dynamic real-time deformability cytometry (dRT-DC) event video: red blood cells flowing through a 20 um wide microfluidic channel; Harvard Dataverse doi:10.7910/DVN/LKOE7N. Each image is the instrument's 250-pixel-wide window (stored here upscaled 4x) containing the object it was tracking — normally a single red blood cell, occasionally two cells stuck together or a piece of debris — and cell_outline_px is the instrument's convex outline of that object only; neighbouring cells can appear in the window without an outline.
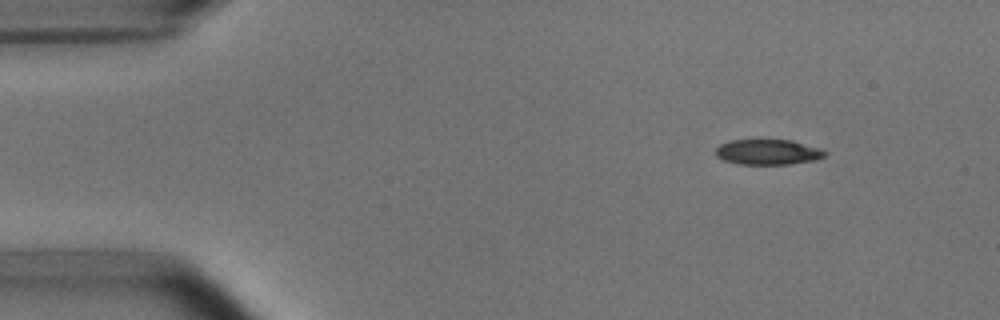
{"species": "common noctule bat (a hibernating species)", "species_latin": "Nyctalus noctula", "temperature_condition": "room temperature", "stored_images_in_passage": 47, "camera_frame_rate_fps": 3000, "um_per_image_px": 0.085, "animal": {"sex": "male", "body_mass_g": 15.6}, "frame": {"image": 1, "passage_image": 1, "time_ms": 0.0, "image_size_px": [1000, 320], "cell_outline_px": [[828, 152], [824, 156], [816, 160], [788, 164], [736, 164], [724, 160], [716, 156], [716, 148], [720, 144], [728, 140], [792, 140], [820, 148]], "centroid_in_image_um": [65.27, 12.92], "position_along_channel_um": 19.7, "area_um2": 16.18}}
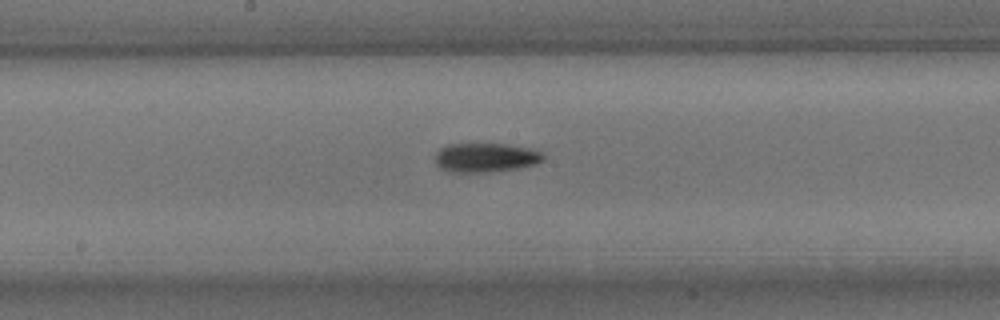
{"frame": {"image": 2, "passage_image": 22, "time_ms": 7.0, "image_size_px": [1000, 320], "cell_outline_px": [[544, 160], [536, 164], [516, 168], [488, 172], [452, 172], [440, 168], [436, 164], [436, 152], [440, 148], [448, 144], [504, 144], [528, 148], [540, 152], [544, 156]], "centroid_in_image_um": [41.25, 13.39], "position_along_channel_um": 206.9, "area_um2": 18.21}}
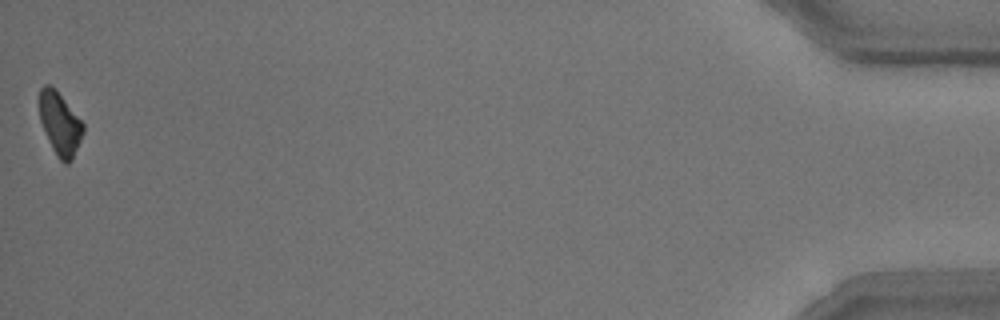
{"frame": {"image": 3, "passage_image": 47, "time_ms": 15.333, "image_size_px": [1000, 320], "cell_outline_px": [[84, 132], [72, 160], [68, 164], [64, 164], [56, 156], [52, 148], [40, 120], [40, 88], [44, 84], [48, 84], [56, 88], [84, 124]], "centroid_in_image_um": [5.11, 10.51], "position_along_channel_um": 430.1, "area_um2": 16.01}, "authors_computed_cell_mechanics": {"area_um2": 17.3978, "velocity_mm_per_s": 3.8115, "shape_relaxation_time_tau1_ms": 2.6357, "shape_relaxation_time_tau2_ms": null, "deformation_change_tau1": 0.1154, "deformation_change_tau2": null}}